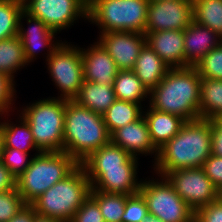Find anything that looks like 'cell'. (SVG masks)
<instances>
[{
	"label": "cell",
	"mask_w": 222,
	"mask_h": 222,
	"mask_svg": "<svg viewBox=\"0 0 222 222\" xmlns=\"http://www.w3.org/2000/svg\"><path fill=\"white\" fill-rule=\"evenodd\" d=\"M222 43V37L194 21L184 30L185 67L195 66L209 51Z\"/></svg>",
	"instance_id": "19"
},
{
	"label": "cell",
	"mask_w": 222,
	"mask_h": 222,
	"mask_svg": "<svg viewBox=\"0 0 222 222\" xmlns=\"http://www.w3.org/2000/svg\"><path fill=\"white\" fill-rule=\"evenodd\" d=\"M149 0H88V21L100 33L132 31L144 33Z\"/></svg>",
	"instance_id": "7"
},
{
	"label": "cell",
	"mask_w": 222,
	"mask_h": 222,
	"mask_svg": "<svg viewBox=\"0 0 222 222\" xmlns=\"http://www.w3.org/2000/svg\"><path fill=\"white\" fill-rule=\"evenodd\" d=\"M91 184L85 169L79 165L62 181L56 182L31 205L35 212L61 222H70L83 202L89 197Z\"/></svg>",
	"instance_id": "4"
},
{
	"label": "cell",
	"mask_w": 222,
	"mask_h": 222,
	"mask_svg": "<svg viewBox=\"0 0 222 222\" xmlns=\"http://www.w3.org/2000/svg\"><path fill=\"white\" fill-rule=\"evenodd\" d=\"M24 11L56 32L69 28L80 16L88 19V0H23Z\"/></svg>",
	"instance_id": "10"
},
{
	"label": "cell",
	"mask_w": 222,
	"mask_h": 222,
	"mask_svg": "<svg viewBox=\"0 0 222 222\" xmlns=\"http://www.w3.org/2000/svg\"><path fill=\"white\" fill-rule=\"evenodd\" d=\"M66 100L50 97L32 103L22 111L36 147L41 152H62Z\"/></svg>",
	"instance_id": "6"
},
{
	"label": "cell",
	"mask_w": 222,
	"mask_h": 222,
	"mask_svg": "<svg viewBox=\"0 0 222 222\" xmlns=\"http://www.w3.org/2000/svg\"><path fill=\"white\" fill-rule=\"evenodd\" d=\"M202 168L217 189L222 186V157L211 154Z\"/></svg>",
	"instance_id": "38"
},
{
	"label": "cell",
	"mask_w": 222,
	"mask_h": 222,
	"mask_svg": "<svg viewBox=\"0 0 222 222\" xmlns=\"http://www.w3.org/2000/svg\"><path fill=\"white\" fill-rule=\"evenodd\" d=\"M194 222H222V203L215 200L196 211Z\"/></svg>",
	"instance_id": "39"
},
{
	"label": "cell",
	"mask_w": 222,
	"mask_h": 222,
	"mask_svg": "<svg viewBox=\"0 0 222 222\" xmlns=\"http://www.w3.org/2000/svg\"><path fill=\"white\" fill-rule=\"evenodd\" d=\"M113 89L118 100L139 104L149 95L148 89L132 70H119L113 82Z\"/></svg>",
	"instance_id": "25"
},
{
	"label": "cell",
	"mask_w": 222,
	"mask_h": 222,
	"mask_svg": "<svg viewBox=\"0 0 222 222\" xmlns=\"http://www.w3.org/2000/svg\"><path fill=\"white\" fill-rule=\"evenodd\" d=\"M36 214L37 213L35 212L33 206L31 204H27L8 222H34Z\"/></svg>",
	"instance_id": "42"
},
{
	"label": "cell",
	"mask_w": 222,
	"mask_h": 222,
	"mask_svg": "<svg viewBox=\"0 0 222 222\" xmlns=\"http://www.w3.org/2000/svg\"><path fill=\"white\" fill-rule=\"evenodd\" d=\"M148 208V213L164 222H194L195 212L185 203L168 180L142 181L138 191Z\"/></svg>",
	"instance_id": "8"
},
{
	"label": "cell",
	"mask_w": 222,
	"mask_h": 222,
	"mask_svg": "<svg viewBox=\"0 0 222 222\" xmlns=\"http://www.w3.org/2000/svg\"><path fill=\"white\" fill-rule=\"evenodd\" d=\"M46 61L52 81L61 91L59 98L74 100L84 81L81 48L61 42Z\"/></svg>",
	"instance_id": "9"
},
{
	"label": "cell",
	"mask_w": 222,
	"mask_h": 222,
	"mask_svg": "<svg viewBox=\"0 0 222 222\" xmlns=\"http://www.w3.org/2000/svg\"><path fill=\"white\" fill-rule=\"evenodd\" d=\"M142 108L139 104L116 99L102 114L109 134L111 135L115 130L138 120L143 115Z\"/></svg>",
	"instance_id": "27"
},
{
	"label": "cell",
	"mask_w": 222,
	"mask_h": 222,
	"mask_svg": "<svg viewBox=\"0 0 222 222\" xmlns=\"http://www.w3.org/2000/svg\"><path fill=\"white\" fill-rule=\"evenodd\" d=\"M192 0L149 1L144 34L165 30H185L193 21Z\"/></svg>",
	"instance_id": "12"
},
{
	"label": "cell",
	"mask_w": 222,
	"mask_h": 222,
	"mask_svg": "<svg viewBox=\"0 0 222 222\" xmlns=\"http://www.w3.org/2000/svg\"><path fill=\"white\" fill-rule=\"evenodd\" d=\"M99 43L112 57L119 70H132L146 44L144 33L112 31L100 33Z\"/></svg>",
	"instance_id": "14"
},
{
	"label": "cell",
	"mask_w": 222,
	"mask_h": 222,
	"mask_svg": "<svg viewBox=\"0 0 222 222\" xmlns=\"http://www.w3.org/2000/svg\"><path fill=\"white\" fill-rule=\"evenodd\" d=\"M141 222H164L160 218L151 215L150 213L146 214Z\"/></svg>",
	"instance_id": "44"
},
{
	"label": "cell",
	"mask_w": 222,
	"mask_h": 222,
	"mask_svg": "<svg viewBox=\"0 0 222 222\" xmlns=\"http://www.w3.org/2000/svg\"><path fill=\"white\" fill-rule=\"evenodd\" d=\"M20 126L11 122H0L1 148H13L23 152H29L35 149L38 153L41 151L36 147L33 134L29 124L19 115Z\"/></svg>",
	"instance_id": "24"
},
{
	"label": "cell",
	"mask_w": 222,
	"mask_h": 222,
	"mask_svg": "<svg viewBox=\"0 0 222 222\" xmlns=\"http://www.w3.org/2000/svg\"><path fill=\"white\" fill-rule=\"evenodd\" d=\"M217 200L222 203V186L217 189Z\"/></svg>",
	"instance_id": "45"
},
{
	"label": "cell",
	"mask_w": 222,
	"mask_h": 222,
	"mask_svg": "<svg viewBox=\"0 0 222 222\" xmlns=\"http://www.w3.org/2000/svg\"><path fill=\"white\" fill-rule=\"evenodd\" d=\"M25 65H28V63L18 35L0 40V72L14 81L13 74Z\"/></svg>",
	"instance_id": "28"
},
{
	"label": "cell",
	"mask_w": 222,
	"mask_h": 222,
	"mask_svg": "<svg viewBox=\"0 0 222 222\" xmlns=\"http://www.w3.org/2000/svg\"><path fill=\"white\" fill-rule=\"evenodd\" d=\"M195 68L201 78L222 80V43L209 51Z\"/></svg>",
	"instance_id": "32"
},
{
	"label": "cell",
	"mask_w": 222,
	"mask_h": 222,
	"mask_svg": "<svg viewBox=\"0 0 222 222\" xmlns=\"http://www.w3.org/2000/svg\"><path fill=\"white\" fill-rule=\"evenodd\" d=\"M138 157L131 156L111 141L93 151L80 165L83 168H113L121 164H138Z\"/></svg>",
	"instance_id": "23"
},
{
	"label": "cell",
	"mask_w": 222,
	"mask_h": 222,
	"mask_svg": "<svg viewBox=\"0 0 222 222\" xmlns=\"http://www.w3.org/2000/svg\"><path fill=\"white\" fill-rule=\"evenodd\" d=\"M89 196L98 204L105 222H122L126 194L105 193L91 189Z\"/></svg>",
	"instance_id": "30"
},
{
	"label": "cell",
	"mask_w": 222,
	"mask_h": 222,
	"mask_svg": "<svg viewBox=\"0 0 222 222\" xmlns=\"http://www.w3.org/2000/svg\"><path fill=\"white\" fill-rule=\"evenodd\" d=\"M211 123V154L222 157V119H209Z\"/></svg>",
	"instance_id": "40"
},
{
	"label": "cell",
	"mask_w": 222,
	"mask_h": 222,
	"mask_svg": "<svg viewBox=\"0 0 222 222\" xmlns=\"http://www.w3.org/2000/svg\"><path fill=\"white\" fill-rule=\"evenodd\" d=\"M28 152H23L13 148H1L0 161L18 178L32 161L28 159Z\"/></svg>",
	"instance_id": "33"
},
{
	"label": "cell",
	"mask_w": 222,
	"mask_h": 222,
	"mask_svg": "<svg viewBox=\"0 0 222 222\" xmlns=\"http://www.w3.org/2000/svg\"><path fill=\"white\" fill-rule=\"evenodd\" d=\"M80 164L66 152H41L33 156L27 169L16 178V188L31 204L56 182L62 181Z\"/></svg>",
	"instance_id": "5"
},
{
	"label": "cell",
	"mask_w": 222,
	"mask_h": 222,
	"mask_svg": "<svg viewBox=\"0 0 222 222\" xmlns=\"http://www.w3.org/2000/svg\"><path fill=\"white\" fill-rule=\"evenodd\" d=\"M26 205L17 189L0 193V222H8Z\"/></svg>",
	"instance_id": "34"
},
{
	"label": "cell",
	"mask_w": 222,
	"mask_h": 222,
	"mask_svg": "<svg viewBox=\"0 0 222 222\" xmlns=\"http://www.w3.org/2000/svg\"><path fill=\"white\" fill-rule=\"evenodd\" d=\"M193 21L222 37V0H192Z\"/></svg>",
	"instance_id": "29"
},
{
	"label": "cell",
	"mask_w": 222,
	"mask_h": 222,
	"mask_svg": "<svg viewBox=\"0 0 222 222\" xmlns=\"http://www.w3.org/2000/svg\"><path fill=\"white\" fill-rule=\"evenodd\" d=\"M110 141L134 157H137V154L146 156V154L155 153L156 161L158 149L153 145L148 124L143 115L135 122L115 130L110 135Z\"/></svg>",
	"instance_id": "16"
},
{
	"label": "cell",
	"mask_w": 222,
	"mask_h": 222,
	"mask_svg": "<svg viewBox=\"0 0 222 222\" xmlns=\"http://www.w3.org/2000/svg\"><path fill=\"white\" fill-rule=\"evenodd\" d=\"M170 68L148 44H145L132 71L150 92L160 83Z\"/></svg>",
	"instance_id": "21"
},
{
	"label": "cell",
	"mask_w": 222,
	"mask_h": 222,
	"mask_svg": "<svg viewBox=\"0 0 222 222\" xmlns=\"http://www.w3.org/2000/svg\"><path fill=\"white\" fill-rule=\"evenodd\" d=\"M211 155V123L198 118L185 121L179 132L160 149L154 171L160 176L179 169L200 168Z\"/></svg>",
	"instance_id": "1"
},
{
	"label": "cell",
	"mask_w": 222,
	"mask_h": 222,
	"mask_svg": "<svg viewBox=\"0 0 222 222\" xmlns=\"http://www.w3.org/2000/svg\"><path fill=\"white\" fill-rule=\"evenodd\" d=\"M23 0H0V40L18 35Z\"/></svg>",
	"instance_id": "31"
},
{
	"label": "cell",
	"mask_w": 222,
	"mask_h": 222,
	"mask_svg": "<svg viewBox=\"0 0 222 222\" xmlns=\"http://www.w3.org/2000/svg\"><path fill=\"white\" fill-rule=\"evenodd\" d=\"M110 142V134L101 114L66 100L63 151L79 164L93 151Z\"/></svg>",
	"instance_id": "3"
},
{
	"label": "cell",
	"mask_w": 222,
	"mask_h": 222,
	"mask_svg": "<svg viewBox=\"0 0 222 222\" xmlns=\"http://www.w3.org/2000/svg\"><path fill=\"white\" fill-rule=\"evenodd\" d=\"M34 222H61V221L53 219L51 217H47V216H42V215L36 214Z\"/></svg>",
	"instance_id": "43"
},
{
	"label": "cell",
	"mask_w": 222,
	"mask_h": 222,
	"mask_svg": "<svg viewBox=\"0 0 222 222\" xmlns=\"http://www.w3.org/2000/svg\"><path fill=\"white\" fill-rule=\"evenodd\" d=\"M163 177L194 212L217 200V188L202 167L179 169Z\"/></svg>",
	"instance_id": "11"
},
{
	"label": "cell",
	"mask_w": 222,
	"mask_h": 222,
	"mask_svg": "<svg viewBox=\"0 0 222 222\" xmlns=\"http://www.w3.org/2000/svg\"><path fill=\"white\" fill-rule=\"evenodd\" d=\"M137 164H121L113 168H84L91 189L132 195L139 191L142 181H137Z\"/></svg>",
	"instance_id": "13"
},
{
	"label": "cell",
	"mask_w": 222,
	"mask_h": 222,
	"mask_svg": "<svg viewBox=\"0 0 222 222\" xmlns=\"http://www.w3.org/2000/svg\"><path fill=\"white\" fill-rule=\"evenodd\" d=\"M146 44L171 68L185 67L184 31L165 30L150 32Z\"/></svg>",
	"instance_id": "18"
},
{
	"label": "cell",
	"mask_w": 222,
	"mask_h": 222,
	"mask_svg": "<svg viewBox=\"0 0 222 222\" xmlns=\"http://www.w3.org/2000/svg\"><path fill=\"white\" fill-rule=\"evenodd\" d=\"M200 118L222 119V80L201 78Z\"/></svg>",
	"instance_id": "26"
},
{
	"label": "cell",
	"mask_w": 222,
	"mask_h": 222,
	"mask_svg": "<svg viewBox=\"0 0 222 222\" xmlns=\"http://www.w3.org/2000/svg\"><path fill=\"white\" fill-rule=\"evenodd\" d=\"M201 77L195 66L170 68L150 91L149 106L180 116L185 121L200 118Z\"/></svg>",
	"instance_id": "2"
},
{
	"label": "cell",
	"mask_w": 222,
	"mask_h": 222,
	"mask_svg": "<svg viewBox=\"0 0 222 222\" xmlns=\"http://www.w3.org/2000/svg\"><path fill=\"white\" fill-rule=\"evenodd\" d=\"M81 57L85 81L113 85L119 69L98 41L87 50L81 48Z\"/></svg>",
	"instance_id": "17"
},
{
	"label": "cell",
	"mask_w": 222,
	"mask_h": 222,
	"mask_svg": "<svg viewBox=\"0 0 222 222\" xmlns=\"http://www.w3.org/2000/svg\"><path fill=\"white\" fill-rule=\"evenodd\" d=\"M70 222H105L98 204L89 196Z\"/></svg>",
	"instance_id": "36"
},
{
	"label": "cell",
	"mask_w": 222,
	"mask_h": 222,
	"mask_svg": "<svg viewBox=\"0 0 222 222\" xmlns=\"http://www.w3.org/2000/svg\"><path fill=\"white\" fill-rule=\"evenodd\" d=\"M16 188V177L0 161V193Z\"/></svg>",
	"instance_id": "41"
},
{
	"label": "cell",
	"mask_w": 222,
	"mask_h": 222,
	"mask_svg": "<svg viewBox=\"0 0 222 222\" xmlns=\"http://www.w3.org/2000/svg\"><path fill=\"white\" fill-rule=\"evenodd\" d=\"M148 124L149 133L153 145L160 149L164 144L170 141L180 130L185 120L180 116L160 112L149 106L147 112L143 113Z\"/></svg>",
	"instance_id": "20"
},
{
	"label": "cell",
	"mask_w": 222,
	"mask_h": 222,
	"mask_svg": "<svg viewBox=\"0 0 222 222\" xmlns=\"http://www.w3.org/2000/svg\"><path fill=\"white\" fill-rule=\"evenodd\" d=\"M15 81L10 79L6 74L0 72V113L4 116L9 113L10 105L13 103L14 94L16 93ZM6 113V114H5Z\"/></svg>",
	"instance_id": "37"
},
{
	"label": "cell",
	"mask_w": 222,
	"mask_h": 222,
	"mask_svg": "<svg viewBox=\"0 0 222 222\" xmlns=\"http://www.w3.org/2000/svg\"><path fill=\"white\" fill-rule=\"evenodd\" d=\"M23 18L27 19L28 25L34 24L28 26V29H25L22 25L23 23H21ZM56 33V31L52 30L40 19L30 16L25 11L21 13L19 18L18 37L21 39L27 63L32 62L34 58H36L40 48L48 47L46 59L50 57L55 48L61 44L57 41L53 43V38H55Z\"/></svg>",
	"instance_id": "15"
},
{
	"label": "cell",
	"mask_w": 222,
	"mask_h": 222,
	"mask_svg": "<svg viewBox=\"0 0 222 222\" xmlns=\"http://www.w3.org/2000/svg\"><path fill=\"white\" fill-rule=\"evenodd\" d=\"M146 214L148 208L142 195L139 192L127 195L122 222H141Z\"/></svg>",
	"instance_id": "35"
},
{
	"label": "cell",
	"mask_w": 222,
	"mask_h": 222,
	"mask_svg": "<svg viewBox=\"0 0 222 222\" xmlns=\"http://www.w3.org/2000/svg\"><path fill=\"white\" fill-rule=\"evenodd\" d=\"M116 99L113 85H100L84 80L80 92L74 101L79 105L102 115Z\"/></svg>",
	"instance_id": "22"
}]
</instances>
